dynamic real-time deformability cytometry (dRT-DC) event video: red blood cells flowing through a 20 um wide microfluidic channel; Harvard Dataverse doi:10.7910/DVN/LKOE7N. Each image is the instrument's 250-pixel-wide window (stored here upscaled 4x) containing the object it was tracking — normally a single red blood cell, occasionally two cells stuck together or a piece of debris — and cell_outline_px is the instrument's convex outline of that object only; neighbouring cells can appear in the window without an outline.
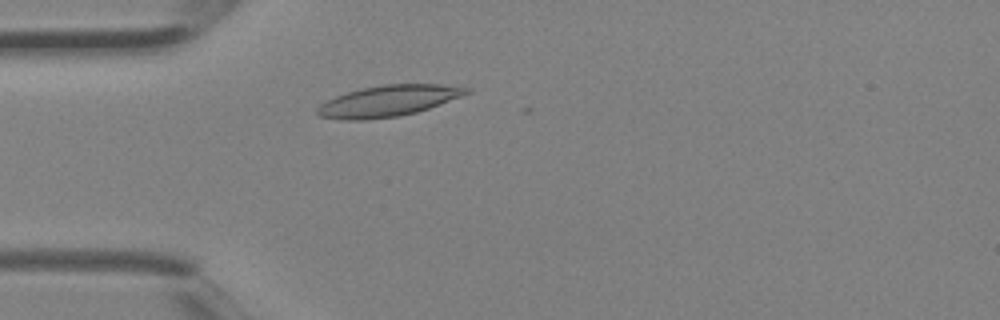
{"species": "Egyptian fruit bat (a non-hibernating species)", "species_latin": "Rousettus aegyptiacus", "temperature_condition": "room temperature", "stored_images_in_passage": 5, "camera_frame_rate_fps": 3000, "um_per_image_px": 0.085, "animal": {"sex": "female"}, "frame": {"image": 1, "passage_image": 5, "time_ms": 1.333, "image_size_px": [1000, 320], "cell_outline_px": [[472, 92], [428, 108], [416, 112], [400, 116], [364, 120], [344, 120], [320, 116], [316, 112], [316, 108], [320, 104], [336, 96], [348, 92], [364, 88], [384, 84], [440, 84], [472, 88]], "centroid_in_image_um": [33.01, 8.58], "position_along_channel_um": 52.0, "area_um2": 26.82}}